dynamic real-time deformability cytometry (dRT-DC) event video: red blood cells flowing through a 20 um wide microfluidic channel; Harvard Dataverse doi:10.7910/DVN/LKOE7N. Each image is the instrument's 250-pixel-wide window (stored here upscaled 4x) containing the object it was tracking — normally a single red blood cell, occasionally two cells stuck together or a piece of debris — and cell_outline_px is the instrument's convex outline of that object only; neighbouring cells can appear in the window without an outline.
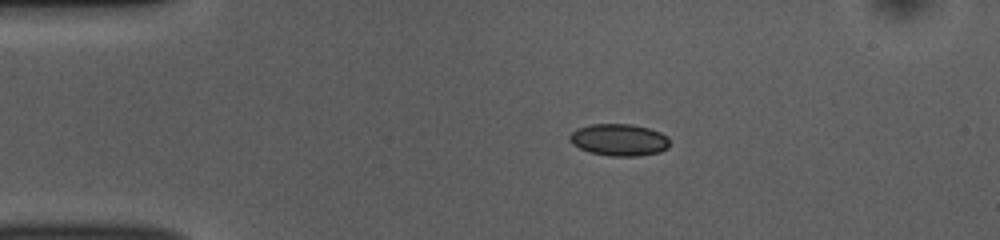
{"species": "common noctule bat (a hibernating species)", "species_latin": "Nyctalus noctula", "temperature_condition": "room temperature", "stored_images_in_passage": 44, "camera_frame_rate_fps": 3000, "um_per_image_px": 0.085, "animal": {"sex": "female", "body_mass_g": 10.0, "forearm_length_mm": 53.1}, "frame": {"image": 1, "passage_image": 1, "time_ms": 0.0, "image_size_px": [1000, 240], "cell_outline_px": [[668, 148], [660, 152], [636, 156], [612, 156], [588, 152], [572, 144], [568, 140], [568, 136], [576, 128], [588, 124], [632, 124], [648, 128], [660, 132], [668, 136]], "centroid_in_image_um": [52.59, 11.88], "position_along_channel_um": 32.4, "area_um2": 18.79}}
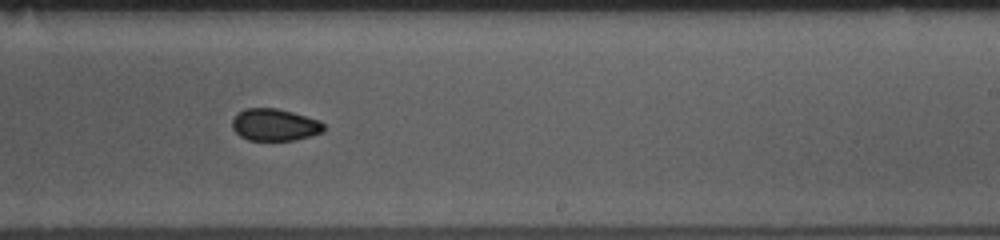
{"frame": {"image": 2, "passage_image": 23, "time_ms": 7.333, "image_size_px": [1000, 240], "cell_outline_px": [[324, 132], [296, 140], [248, 140], [240, 136], [232, 128], [232, 120], [244, 108], [276, 108], [292, 112], [320, 120], [324, 124]], "centroid_in_image_um": [23.37, 10.61], "position_along_channel_um": 265.6, "area_um2": 17.11}}
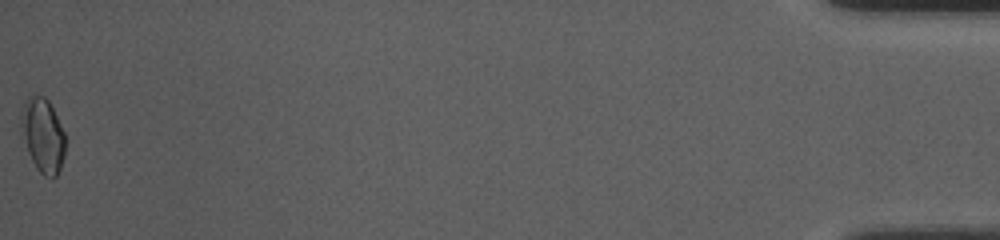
{"frame": {"image": 3, "passage_image": 44, "time_ms": 14.333, "image_size_px": [1000, 240], "cell_outline_px": [[64, 156], [60, 168], [56, 176], [44, 176], [36, 168], [28, 152], [20, 124], [20, 116], [24, 100], [28, 96], [44, 96], [48, 100], [64, 132]], "centroid_in_image_um": [3.62, 11.47], "position_along_channel_um": 431.6, "area_um2": 18.79}, "authors_computed_cell_mechanics": {"area_um2": 17.629, "velocity_mm_per_s": 3.7569, "shape_relaxation_time_tau1_ms": 4.6575, "shape_relaxation_time_tau2_ms": 2.1403, "deformation_change_tau1": 0.0861, "deformation_change_tau2": 0.0449}}